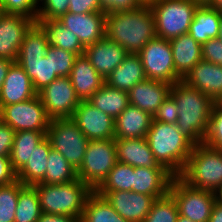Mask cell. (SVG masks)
Returning a JSON list of instances; mask_svg holds the SVG:
<instances>
[{
	"instance_id": "obj_1",
	"label": "cell",
	"mask_w": 222,
	"mask_h": 222,
	"mask_svg": "<svg viewBox=\"0 0 222 222\" xmlns=\"http://www.w3.org/2000/svg\"><path fill=\"white\" fill-rule=\"evenodd\" d=\"M155 36L154 18L150 6L106 14L105 37L125 48L130 54H138Z\"/></svg>"
},
{
	"instance_id": "obj_2",
	"label": "cell",
	"mask_w": 222,
	"mask_h": 222,
	"mask_svg": "<svg viewBox=\"0 0 222 222\" xmlns=\"http://www.w3.org/2000/svg\"><path fill=\"white\" fill-rule=\"evenodd\" d=\"M170 96L179 108L176 123L179 130L195 144L203 143L214 102L183 80L172 84Z\"/></svg>"
},
{
	"instance_id": "obj_3",
	"label": "cell",
	"mask_w": 222,
	"mask_h": 222,
	"mask_svg": "<svg viewBox=\"0 0 222 222\" xmlns=\"http://www.w3.org/2000/svg\"><path fill=\"white\" fill-rule=\"evenodd\" d=\"M145 138L159 165L179 176L195 143L179 130L177 124L154 120Z\"/></svg>"
},
{
	"instance_id": "obj_4",
	"label": "cell",
	"mask_w": 222,
	"mask_h": 222,
	"mask_svg": "<svg viewBox=\"0 0 222 222\" xmlns=\"http://www.w3.org/2000/svg\"><path fill=\"white\" fill-rule=\"evenodd\" d=\"M48 46L46 32L35 23L25 34L15 61L32 80L37 93L58 78L55 72H52L51 57L46 56Z\"/></svg>"
},
{
	"instance_id": "obj_5",
	"label": "cell",
	"mask_w": 222,
	"mask_h": 222,
	"mask_svg": "<svg viewBox=\"0 0 222 222\" xmlns=\"http://www.w3.org/2000/svg\"><path fill=\"white\" fill-rule=\"evenodd\" d=\"M39 195L42 213L69 215L81 219L87 198L94 192L79 178L65 184L33 185Z\"/></svg>"
},
{
	"instance_id": "obj_6",
	"label": "cell",
	"mask_w": 222,
	"mask_h": 222,
	"mask_svg": "<svg viewBox=\"0 0 222 222\" xmlns=\"http://www.w3.org/2000/svg\"><path fill=\"white\" fill-rule=\"evenodd\" d=\"M179 177L190 186L217 193L222 188V150L195 144Z\"/></svg>"
},
{
	"instance_id": "obj_7",
	"label": "cell",
	"mask_w": 222,
	"mask_h": 222,
	"mask_svg": "<svg viewBox=\"0 0 222 222\" xmlns=\"http://www.w3.org/2000/svg\"><path fill=\"white\" fill-rule=\"evenodd\" d=\"M150 7L156 36L170 41L188 33L198 5L191 0H158Z\"/></svg>"
},
{
	"instance_id": "obj_8",
	"label": "cell",
	"mask_w": 222,
	"mask_h": 222,
	"mask_svg": "<svg viewBox=\"0 0 222 222\" xmlns=\"http://www.w3.org/2000/svg\"><path fill=\"white\" fill-rule=\"evenodd\" d=\"M117 163L114 139L89 140L78 178L95 191Z\"/></svg>"
},
{
	"instance_id": "obj_9",
	"label": "cell",
	"mask_w": 222,
	"mask_h": 222,
	"mask_svg": "<svg viewBox=\"0 0 222 222\" xmlns=\"http://www.w3.org/2000/svg\"><path fill=\"white\" fill-rule=\"evenodd\" d=\"M169 193L176 200L179 215L193 222H209L213 206L218 200L217 193L199 189L174 176Z\"/></svg>"
},
{
	"instance_id": "obj_10",
	"label": "cell",
	"mask_w": 222,
	"mask_h": 222,
	"mask_svg": "<svg viewBox=\"0 0 222 222\" xmlns=\"http://www.w3.org/2000/svg\"><path fill=\"white\" fill-rule=\"evenodd\" d=\"M46 137L51 147L61 153L77 171L82 162L89 139L71 118L52 119Z\"/></svg>"
},
{
	"instance_id": "obj_11",
	"label": "cell",
	"mask_w": 222,
	"mask_h": 222,
	"mask_svg": "<svg viewBox=\"0 0 222 222\" xmlns=\"http://www.w3.org/2000/svg\"><path fill=\"white\" fill-rule=\"evenodd\" d=\"M147 79L174 84L182 80L176 73L169 40L155 36L138 53Z\"/></svg>"
},
{
	"instance_id": "obj_12",
	"label": "cell",
	"mask_w": 222,
	"mask_h": 222,
	"mask_svg": "<svg viewBox=\"0 0 222 222\" xmlns=\"http://www.w3.org/2000/svg\"><path fill=\"white\" fill-rule=\"evenodd\" d=\"M0 120L8 124L15 132L40 131L47 133L51 119L37 96L32 99L0 106Z\"/></svg>"
},
{
	"instance_id": "obj_13",
	"label": "cell",
	"mask_w": 222,
	"mask_h": 222,
	"mask_svg": "<svg viewBox=\"0 0 222 222\" xmlns=\"http://www.w3.org/2000/svg\"><path fill=\"white\" fill-rule=\"evenodd\" d=\"M37 95L51 120L72 118L75 109L81 102L69 76L58 77Z\"/></svg>"
},
{
	"instance_id": "obj_14",
	"label": "cell",
	"mask_w": 222,
	"mask_h": 222,
	"mask_svg": "<svg viewBox=\"0 0 222 222\" xmlns=\"http://www.w3.org/2000/svg\"><path fill=\"white\" fill-rule=\"evenodd\" d=\"M89 140L115 138V119L88 101H81L71 118Z\"/></svg>"
},
{
	"instance_id": "obj_15",
	"label": "cell",
	"mask_w": 222,
	"mask_h": 222,
	"mask_svg": "<svg viewBox=\"0 0 222 222\" xmlns=\"http://www.w3.org/2000/svg\"><path fill=\"white\" fill-rule=\"evenodd\" d=\"M115 209L124 219L130 222H143L155 200L154 196L133 191H95Z\"/></svg>"
},
{
	"instance_id": "obj_16",
	"label": "cell",
	"mask_w": 222,
	"mask_h": 222,
	"mask_svg": "<svg viewBox=\"0 0 222 222\" xmlns=\"http://www.w3.org/2000/svg\"><path fill=\"white\" fill-rule=\"evenodd\" d=\"M36 22L26 16L0 15V58L16 61L25 34Z\"/></svg>"
},
{
	"instance_id": "obj_17",
	"label": "cell",
	"mask_w": 222,
	"mask_h": 222,
	"mask_svg": "<svg viewBox=\"0 0 222 222\" xmlns=\"http://www.w3.org/2000/svg\"><path fill=\"white\" fill-rule=\"evenodd\" d=\"M105 18L103 12L74 14L67 12L57 19L71 30L86 47L105 37Z\"/></svg>"
},
{
	"instance_id": "obj_18",
	"label": "cell",
	"mask_w": 222,
	"mask_h": 222,
	"mask_svg": "<svg viewBox=\"0 0 222 222\" xmlns=\"http://www.w3.org/2000/svg\"><path fill=\"white\" fill-rule=\"evenodd\" d=\"M213 102L222 99V66L201 59L182 79Z\"/></svg>"
},
{
	"instance_id": "obj_19",
	"label": "cell",
	"mask_w": 222,
	"mask_h": 222,
	"mask_svg": "<svg viewBox=\"0 0 222 222\" xmlns=\"http://www.w3.org/2000/svg\"><path fill=\"white\" fill-rule=\"evenodd\" d=\"M84 54L95 70L105 79L124 61L129 53L116 42L104 37L86 46Z\"/></svg>"
},
{
	"instance_id": "obj_20",
	"label": "cell",
	"mask_w": 222,
	"mask_h": 222,
	"mask_svg": "<svg viewBox=\"0 0 222 222\" xmlns=\"http://www.w3.org/2000/svg\"><path fill=\"white\" fill-rule=\"evenodd\" d=\"M172 84L146 79L128 91L129 104L154 115L163 101L169 97Z\"/></svg>"
},
{
	"instance_id": "obj_21",
	"label": "cell",
	"mask_w": 222,
	"mask_h": 222,
	"mask_svg": "<svg viewBox=\"0 0 222 222\" xmlns=\"http://www.w3.org/2000/svg\"><path fill=\"white\" fill-rule=\"evenodd\" d=\"M37 96L32 80L25 70L14 62L0 89V106L23 102Z\"/></svg>"
},
{
	"instance_id": "obj_22",
	"label": "cell",
	"mask_w": 222,
	"mask_h": 222,
	"mask_svg": "<svg viewBox=\"0 0 222 222\" xmlns=\"http://www.w3.org/2000/svg\"><path fill=\"white\" fill-rule=\"evenodd\" d=\"M117 161L132 167L165 168L155 160L146 138H114Z\"/></svg>"
},
{
	"instance_id": "obj_23",
	"label": "cell",
	"mask_w": 222,
	"mask_h": 222,
	"mask_svg": "<svg viewBox=\"0 0 222 222\" xmlns=\"http://www.w3.org/2000/svg\"><path fill=\"white\" fill-rule=\"evenodd\" d=\"M173 178L166 168L134 167L133 192L161 198L169 193Z\"/></svg>"
},
{
	"instance_id": "obj_24",
	"label": "cell",
	"mask_w": 222,
	"mask_h": 222,
	"mask_svg": "<svg viewBox=\"0 0 222 222\" xmlns=\"http://www.w3.org/2000/svg\"><path fill=\"white\" fill-rule=\"evenodd\" d=\"M69 77L80 101H87L105 84V79L95 70L85 54L76 57Z\"/></svg>"
},
{
	"instance_id": "obj_25",
	"label": "cell",
	"mask_w": 222,
	"mask_h": 222,
	"mask_svg": "<svg viewBox=\"0 0 222 222\" xmlns=\"http://www.w3.org/2000/svg\"><path fill=\"white\" fill-rule=\"evenodd\" d=\"M153 116L137 106L129 104L115 118V138H145L151 127Z\"/></svg>"
},
{
	"instance_id": "obj_26",
	"label": "cell",
	"mask_w": 222,
	"mask_h": 222,
	"mask_svg": "<svg viewBox=\"0 0 222 222\" xmlns=\"http://www.w3.org/2000/svg\"><path fill=\"white\" fill-rule=\"evenodd\" d=\"M176 73L183 79L202 59V44L183 34L170 40Z\"/></svg>"
},
{
	"instance_id": "obj_27",
	"label": "cell",
	"mask_w": 222,
	"mask_h": 222,
	"mask_svg": "<svg viewBox=\"0 0 222 222\" xmlns=\"http://www.w3.org/2000/svg\"><path fill=\"white\" fill-rule=\"evenodd\" d=\"M146 79L139 55L129 53L124 61L105 78V83L112 88L128 92L137 83Z\"/></svg>"
},
{
	"instance_id": "obj_28",
	"label": "cell",
	"mask_w": 222,
	"mask_h": 222,
	"mask_svg": "<svg viewBox=\"0 0 222 222\" xmlns=\"http://www.w3.org/2000/svg\"><path fill=\"white\" fill-rule=\"evenodd\" d=\"M222 12L210 6H198L194 13L188 34L200 44L217 38Z\"/></svg>"
},
{
	"instance_id": "obj_29",
	"label": "cell",
	"mask_w": 222,
	"mask_h": 222,
	"mask_svg": "<svg viewBox=\"0 0 222 222\" xmlns=\"http://www.w3.org/2000/svg\"><path fill=\"white\" fill-rule=\"evenodd\" d=\"M51 143L46 137L33 150L26 165L17 173V180L23 185H35L40 183L46 174Z\"/></svg>"
},
{
	"instance_id": "obj_30",
	"label": "cell",
	"mask_w": 222,
	"mask_h": 222,
	"mask_svg": "<svg viewBox=\"0 0 222 222\" xmlns=\"http://www.w3.org/2000/svg\"><path fill=\"white\" fill-rule=\"evenodd\" d=\"M46 32L49 45L70 51L78 55H83L85 47L78 37L68 28L64 27L58 20H36Z\"/></svg>"
},
{
	"instance_id": "obj_31",
	"label": "cell",
	"mask_w": 222,
	"mask_h": 222,
	"mask_svg": "<svg viewBox=\"0 0 222 222\" xmlns=\"http://www.w3.org/2000/svg\"><path fill=\"white\" fill-rule=\"evenodd\" d=\"M46 134L47 133L40 131L15 132L14 142L9 157L16 173L26 165L33 150L46 138Z\"/></svg>"
},
{
	"instance_id": "obj_32",
	"label": "cell",
	"mask_w": 222,
	"mask_h": 222,
	"mask_svg": "<svg viewBox=\"0 0 222 222\" xmlns=\"http://www.w3.org/2000/svg\"><path fill=\"white\" fill-rule=\"evenodd\" d=\"M87 101L113 119L119 116L129 105L128 92L112 88L106 83Z\"/></svg>"
},
{
	"instance_id": "obj_33",
	"label": "cell",
	"mask_w": 222,
	"mask_h": 222,
	"mask_svg": "<svg viewBox=\"0 0 222 222\" xmlns=\"http://www.w3.org/2000/svg\"><path fill=\"white\" fill-rule=\"evenodd\" d=\"M80 222H130L95 191L87 198Z\"/></svg>"
},
{
	"instance_id": "obj_34",
	"label": "cell",
	"mask_w": 222,
	"mask_h": 222,
	"mask_svg": "<svg viewBox=\"0 0 222 222\" xmlns=\"http://www.w3.org/2000/svg\"><path fill=\"white\" fill-rule=\"evenodd\" d=\"M41 213L36 188L32 185H23L19 181V195L14 222H37Z\"/></svg>"
},
{
	"instance_id": "obj_35",
	"label": "cell",
	"mask_w": 222,
	"mask_h": 222,
	"mask_svg": "<svg viewBox=\"0 0 222 222\" xmlns=\"http://www.w3.org/2000/svg\"><path fill=\"white\" fill-rule=\"evenodd\" d=\"M78 179L75 168L57 150L51 148L49 152L47 170L40 183L65 184Z\"/></svg>"
},
{
	"instance_id": "obj_36",
	"label": "cell",
	"mask_w": 222,
	"mask_h": 222,
	"mask_svg": "<svg viewBox=\"0 0 222 222\" xmlns=\"http://www.w3.org/2000/svg\"><path fill=\"white\" fill-rule=\"evenodd\" d=\"M134 167L118 162L95 191H133Z\"/></svg>"
},
{
	"instance_id": "obj_37",
	"label": "cell",
	"mask_w": 222,
	"mask_h": 222,
	"mask_svg": "<svg viewBox=\"0 0 222 222\" xmlns=\"http://www.w3.org/2000/svg\"><path fill=\"white\" fill-rule=\"evenodd\" d=\"M178 216L176 200L168 193L155 200L143 222H177Z\"/></svg>"
},
{
	"instance_id": "obj_38",
	"label": "cell",
	"mask_w": 222,
	"mask_h": 222,
	"mask_svg": "<svg viewBox=\"0 0 222 222\" xmlns=\"http://www.w3.org/2000/svg\"><path fill=\"white\" fill-rule=\"evenodd\" d=\"M19 195V180L0 186V222H14Z\"/></svg>"
},
{
	"instance_id": "obj_39",
	"label": "cell",
	"mask_w": 222,
	"mask_h": 222,
	"mask_svg": "<svg viewBox=\"0 0 222 222\" xmlns=\"http://www.w3.org/2000/svg\"><path fill=\"white\" fill-rule=\"evenodd\" d=\"M46 56L51 57L52 72H55L58 77L70 76L77 57L75 53L49 45Z\"/></svg>"
},
{
	"instance_id": "obj_40",
	"label": "cell",
	"mask_w": 222,
	"mask_h": 222,
	"mask_svg": "<svg viewBox=\"0 0 222 222\" xmlns=\"http://www.w3.org/2000/svg\"><path fill=\"white\" fill-rule=\"evenodd\" d=\"M203 142L210 147L222 150V104L220 102L213 104Z\"/></svg>"
},
{
	"instance_id": "obj_41",
	"label": "cell",
	"mask_w": 222,
	"mask_h": 222,
	"mask_svg": "<svg viewBox=\"0 0 222 222\" xmlns=\"http://www.w3.org/2000/svg\"><path fill=\"white\" fill-rule=\"evenodd\" d=\"M40 2L42 3L37 5V20L59 19L68 12L70 3L69 0H41Z\"/></svg>"
},
{
	"instance_id": "obj_42",
	"label": "cell",
	"mask_w": 222,
	"mask_h": 222,
	"mask_svg": "<svg viewBox=\"0 0 222 222\" xmlns=\"http://www.w3.org/2000/svg\"><path fill=\"white\" fill-rule=\"evenodd\" d=\"M2 13L26 16L36 22L37 5L32 0H0Z\"/></svg>"
},
{
	"instance_id": "obj_43",
	"label": "cell",
	"mask_w": 222,
	"mask_h": 222,
	"mask_svg": "<svg viewBox=\"0 0 222 222\" xmlns=\"http://www.w3.org/2000/svg\"><path fill=\"white\" fill-rule=\"evenodd\" d=\"M178 109L175 100L169 95L154 113L153 120L176 124L178 120Z\"/></svg>"
},
{
	"instance_id": "obj_44",
	"label": "cell",
	"mask_w": 222,
	"mask_h": 222,
	"mask_svg": "<svg viewBox=\"0 0 222 222\" xmlns=\"http://www.w3.org/2000/svg\"><path fill=\"white\" fill-rule=\"evenodd\" d=\"M141 6L138 0H99V12L104 14L133 11Z\"/></svg>"
},
{
	"instance_id": "obj_45",
	"label": "cell",
	"mask_w": 222,
	"mask_h": 222,
	"mask_svg": "<svg viewBox=\"0 0 222 222\" xmlns=\"http://www.w3.org/2000/svg\"><path fill=\"white\" fill-rule=\"evenodd\" d=\"M202 59L222 66V41L219 38L209 39L202 44Z\"/></svg>"
},
{
	"instance_id": "obj_46",
	"label": "cell",
	"mask_w": 222,
	"mask_h": 222,
	"mask_svg": "<svg viewBox=\"0 0 222 222\" xmlns=\"http://www.w3.org/2000/svg\"><path fill=\"white\" fill-rule=\"evenodd\" d=\"M14 136L15 131L0 120V156H10Z\"/></svg>"
},
{
	"instance_id": "obj_47",
	"label": "cell",
	"mask_w": 222,
	"mask_h": 222,
	"mask_svg": "<svg viewBox=\"0 0 222 222\" xmlns=\"http://www.w3.org/2000/svg\"><path fill=\"white\" fill-rule=\"evenodd\" d=\"M68 12L83 14L99 12V0H69Z\"/></svg>"
},
{
	"instance_id": "obj_48",
	"label": "cell",
	"mask_w": 222,
	"mask_h": 222,
	"mask_svg": "<svg viewBox=\"0 0 222 222\" xmlns=\"http://www.w3.org/2000/svg\"><path fill=\"white\" fill-rule=\"evenodd\" d=\"M17 181V173L10 162V157L0 156V186Z\"/></svg>"
},
{
	"instance_id": "obj_49",
	"label": "cell",
	"mask_w": 222,
	"mask_h": 222,
	"mask_svg": "<svg viewBox=\"0 0 222 222\" xmlns=\"http://www.w3.org/2000/svg\"><path fill=\"white\" fill-rule=\"evenodd\" d=\"M37 222H80V219L69 215L41 213Z\"/></svg>"
},
{
	"instance_id": "obj_50",
	"label": "cell",
	"mask_w": 222,
	"mask_h": 222,
	"mask_svg": "<svg viewBox=\"0 0 222 222\" xmlns=\"http://www.w3.org/2000/svg\"><path fill=\"white\" fill-rule=\"evenodd\" d=\"M14 62L15 61L0 58V89H1V86L3 85V82L6 78V76H7V72L9 70L10 66Z\"/></svg>"
},
{
	"instance_id": "obj_51",
	"label": "cell",
	"mask_w": 222,
	"mask_h": 222,
	"mask_svg": "<svg viewBox=\"0 0 222 222\" xmlns=\"http://www.w3.org/2000/svg\"><path fill=\"white\" fill-rule=\"evenodd\" d=\"M209 222H222V202L217 200L213 206Z\"/></svg>"
},
{
	"instance_id": "obj_52",
	"label": "cell",
	"mask_w": 222,
	"mask_h": 222,
	"mask_svg": "<svg viewBox=\"0 0 222 222\" xmlns=\"http://www.w3.org/2000/svg\"><path fill=\"white\" fill-rule=\"evenodd\" d=\"M209 6L222 12V0H212Z\"/></svg>"
},
{
	"instance_id": "obj_53",
	"label": "cell",
	"mask_w": 222,
	"mask_h": 222,
	"mask_svg": "<svg viewBox=\"0 0 222 222\" xmlns=\"http://www.w3.org/2000/svg\"><path fill=\"white\" fill-rule=\"evenodd\" d=\"M193 3L198 6H209L212 0H191Z\"/></svg>"
},
{
	"instance_id": "obj_54",
	"label": "cell",
	"mask_w": 222,
	"mask_h": 222,
	"mask_svg": "<svg viewBox=\"0 0 222 222\" xmlns=\"http://www.w3.org/2000/svg\"><path fill=\"white\" fill-rule=\"evenodd\" d=\"M142 6H151L158 0H138Z\"/></svg>"
},
{
	"instance_id": "obj_55",
	"label": "cell",
	"mask_w": 222,
	"mask_h": 222,
	"mask_svg": "<svg viewBox=\"0 0 222 222\" xmlns=\"http://www.w3.org/2000/svg\"><path fill=\"white\" fill-rule=\"evenodd\" d=\"M177 222H193V221L186 218V217H183V216L179 215L178 218H177Z\"/></svg>"
},
{
	"instance_id": "obj_56",
	"label": "cell",
	"mask_w": 222,
	"mask_h": 222,
	"mask_svg": "<svg viewBox=\"0 0 222 222\" xmlns=\"http://www.w3.org/2000/svg\"><path fill=\"white\" fill-rule=\"evenodd\" d=\"M217 38H219L222 41V16H221L219 33H218V37Z\"/></svg>"
},
{
	"instance_id": "obj_57",
	"label": "cell",
	"mask_w": 222,
	"mask_h": 222,
	"mask_svg": "<svg viewBox=\"0 0 222 222\" xmlns=\"http://www.w3.org/2000/svg\"><path fill=\"white\" fill-rule=\"evenodd\" d=\"M217 198L220 202H222V188L217 192Z\"/></svg>"
},
{
	"instance_id": "obj_58",
	"label": "cell",
	"mask_w": 222,
	"mask_h": 222,
	"mask_svg": "<svg viewBox=\"0 0 222 222\" xmlns=\"http://www.w3.org/2000/svg\"><path fill=\"white\" fill-rule=\"evenodd\" d=\"M36 5L40 3L41 0H32Z\"/></svg>"
}]
</instances>
